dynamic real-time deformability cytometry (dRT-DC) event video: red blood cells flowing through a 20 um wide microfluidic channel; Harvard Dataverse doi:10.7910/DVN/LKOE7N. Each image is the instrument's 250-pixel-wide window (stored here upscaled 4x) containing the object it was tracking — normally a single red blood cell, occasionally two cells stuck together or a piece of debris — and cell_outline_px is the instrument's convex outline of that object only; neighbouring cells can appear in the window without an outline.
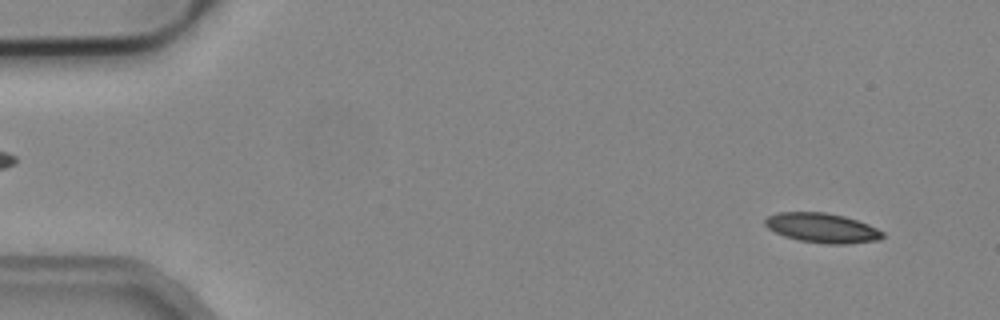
{"species": "common noctule bat (a hibernating species)", "species_latin": "Nyctalus noctula", "temperature_condition": "cold", "stored_images_in_passage": 53, "camera_frame_rate_fps": 3000, "um_per_image_px": 0.085, "animal": {"sex": "male", "body_mass_g": 19.2, "forearm_length_mm": 51.8}, "frame": {"image": 1, "passage_image": 4, "time_ms": 1.0, "image_size_px": [1000, 320], "cell_outline_px": [[884, 236], [880, 240], [844, 244], [828, 244], [800, 240], [784, 236], [768, 228], [764, 224], [764, 220], [768, 216], [776, 212], [824, 212], [844, 216], [868, 224], [884, 232]], "centroid_in_image_um": [69.88, 19.37], "position_along_channel_um": 15.1, "area_um2": 20.23}}
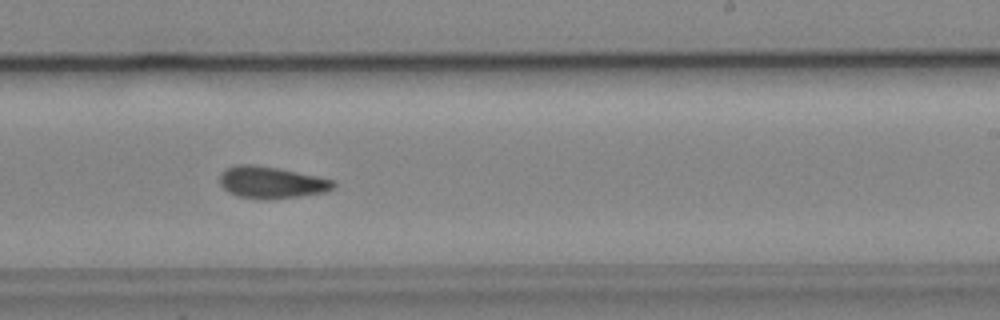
{"frame": {"image": 2, "passage_image": 32, "time_ms": 10.333, "image_size_px": [1000, 320], "cell_outline_px": [[336, 184], [332, 188], [324, 192], [300, 196], [268, 200], [260, 200], [236, 196], [228, 192], [220, 184], [220, 172], [224, 168], [236, 164], [252, 164], [276, 168], [332, 180]], "centroid_in_image_um": [22.97, 15.52], "position_along_channel_um": 266.0, "area_um2": 21.04}}
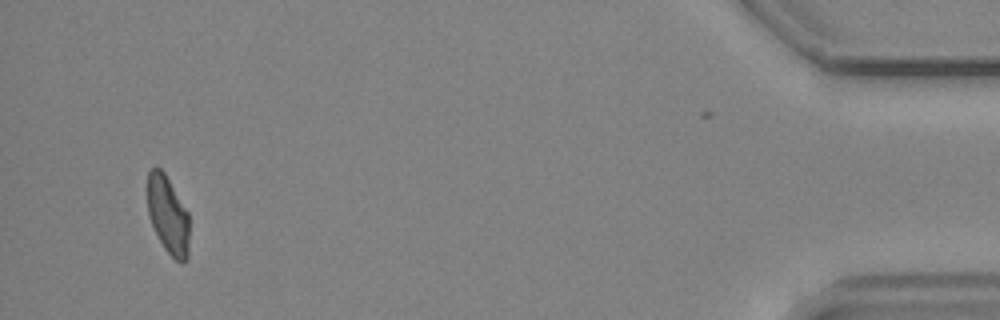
{"frame": {"image": 3, "passage_image": 50, "time_ms": 16.333, "image_size_px": [1000, 320], "cell_outline_px": [[188, 260], [180, 264], [164, 248], [152, 224], [148, 212], [148, 172], [152, 168], [160, 168], [164, 172], [188, 212]], "centroid_in_image_um": [14.29, 18.29], "position_along_channel_um": 420.9, "area_um2": 18.67}, "authors_computed_cell_mechanics": {"area_um2": 20.6924, "velocity_mm_per_s": 3.9064, "shape_relaxation_time_tau1_ms": null, "shape_relaxation_time_tau2_ms": 5.1685, "deformation_change_tau1": null, "deformation_change_tau2": 0.1173}}